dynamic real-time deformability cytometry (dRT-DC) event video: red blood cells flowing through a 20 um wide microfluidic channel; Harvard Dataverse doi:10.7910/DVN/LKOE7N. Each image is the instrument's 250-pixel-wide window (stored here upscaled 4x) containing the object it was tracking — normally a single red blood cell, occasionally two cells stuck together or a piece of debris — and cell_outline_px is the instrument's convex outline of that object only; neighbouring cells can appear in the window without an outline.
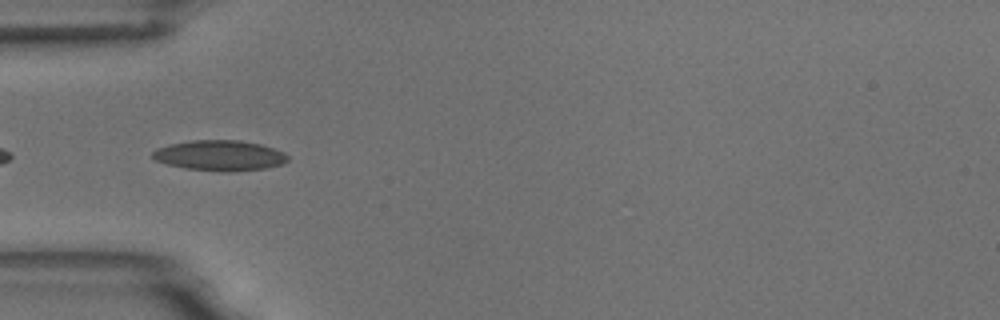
{"species": "common noctule bat (a hibernating species)", "species_latin": "Nyctalus noctula", "temperature_condition": "room temperature", "stored_images_in_passage": 8, "camera_frame_rate_fps": 3000, "um_per_image_px": 0.085, "animal": {"sex": "male", "body_mass_g": 18.8}, "frame": {"image": 1, "passage_image": 2, "time_ms": 0.333, "image_size_px": [1000, 320], "cell_outline_px": [[288, 160], [284, 164], [264, 168], [232, 172], [220, 172], [184, 168], [168, 164], [156, 160], [152, 156], [152, 152], [156, 148], [172, 144], [192, 140], [240, 140], [260, 144], [284, 152], [288, 156]], "centroid_in_image_um": [18.69, 13.22], "position_along_channel_um": 66.3, "area_um2": 23.99}}